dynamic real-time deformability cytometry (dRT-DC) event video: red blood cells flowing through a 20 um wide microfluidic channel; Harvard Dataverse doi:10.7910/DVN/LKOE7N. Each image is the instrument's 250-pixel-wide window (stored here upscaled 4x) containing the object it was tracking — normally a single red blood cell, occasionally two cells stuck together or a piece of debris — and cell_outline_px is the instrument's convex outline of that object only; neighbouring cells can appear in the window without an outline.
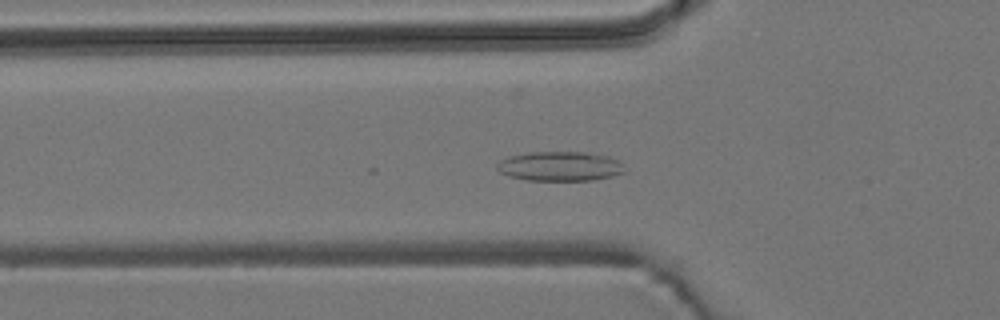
{"species": "common noctule bat (a hibernating species)", "species_latin": "Nyctalus noctula", "temperature_condition": "room temperature", "stored_images_in_passage": 8, "camera_frame_rate_fps": 3000, "um_per_image_px": 0.085, "animal": {"sex": "male", "body_mass_g": 19.2, "forearm_length_mm": 51.8}, "frame": {"image": 1, "passage_image": 3, "time_ms": 0.667, "image_size_px": [1000, 320], "cell_outline_px": [[624, 172], [612, 176], [592, 180], [524, 180], [508, 176], [500, 172], [496, 168], [496, 164], [500, 160], [508, 156], [528, 152], [588, 152], [608, 156], [616, 160], [620, 164]], "centroid_in_image_um": [47.52, 14.13], "position_along_channel_um": 78.3, "area_um2": 21.91}}
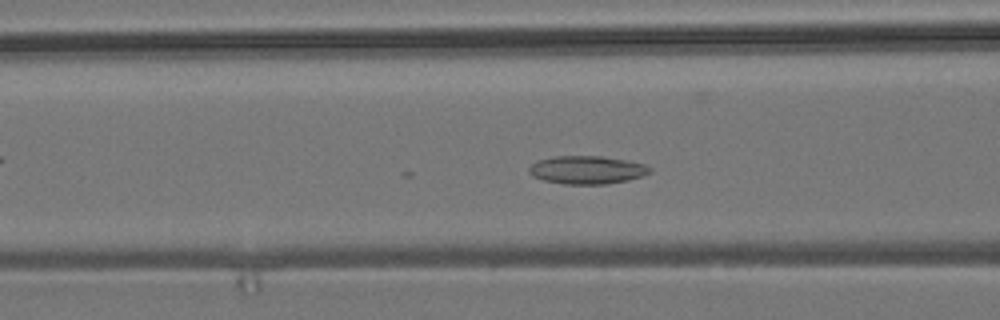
{"frame": {"image": 2, "passage_image": 6, "time_ms": 1.667, "image_size_px": [1000, 320], "cell_outline_px": [[652, 172], [644, 176], [628, 180], [608, 184], [564, 184], [544, 180], [532, 176], [528, 172], [528, 168], [532, 164], [540, 160], [552, 156], [604, 156], [628, 160], [644, 164], [652, 168]], "centroid_in_image_um": [49.93, 14.44], "position_along_channel_um": 116.7, "area_um2": 20.0}}